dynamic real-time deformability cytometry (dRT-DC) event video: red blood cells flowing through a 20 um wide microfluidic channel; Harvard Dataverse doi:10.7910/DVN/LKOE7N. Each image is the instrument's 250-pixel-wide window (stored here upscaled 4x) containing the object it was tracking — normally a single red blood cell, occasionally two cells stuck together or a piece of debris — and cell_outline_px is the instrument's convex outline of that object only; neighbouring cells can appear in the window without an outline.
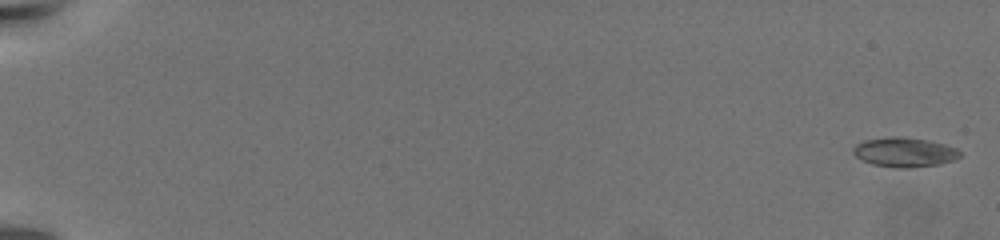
{"species": "common noctule bat (a hibernating species)", "species_latin": "Nyctalus noctula", "temperature_condition": "warm", "stored_images_in_passage": 14, "camera_frame_rate_fps": 3000, "um_per_image_px": 0.085, "animal": {"sex": "female", "body_mass_g": 19.5, "forearm_length_mm": 54.1}, "frame": {"image": 1, "passage_image": 1, "time_ms": 0.0, "image_size_px": [1000, 240], "cell_outline_px": [[964, 152], [960, 156], [952, 160], [940, 164], [904, 168], [896, 168], [872, 164], [860, 160], [852, 152], [852, 148], [856, 144], [864, 140], [888, 136], [904, 136], [928, 140], [944, 144], [956, 148]], "centroid_in_image_um": [76.86, 12.92], "position_along_channel_um": 8.1, "area_um2": 18.61}}
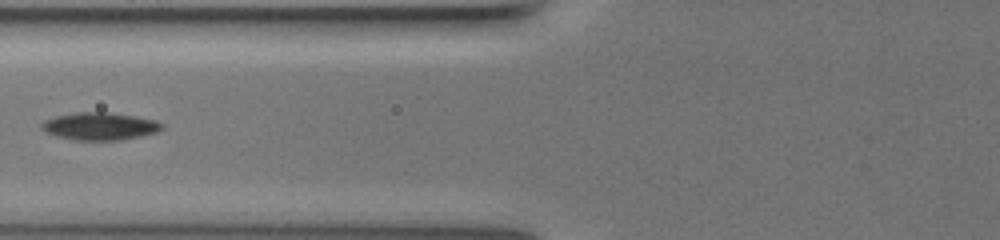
{"frame": {"image": 2, "passage_image": 11, "time_ms": 10.0, "image_size_px": [1000, 240], "cell_outline_px": [[164, 128], [156, 132], [140, 136], [120, 140], [76, 140], [56, 136], [40, 128], [40, 124], [56, 116], [76, 112], [104, 112], [132, 116], [156, 120], [164, 124]], "centroid_in_image_um": [8.5, 10.73], "position_along_channel_um": 117.3, "area_um2": 19.07}}
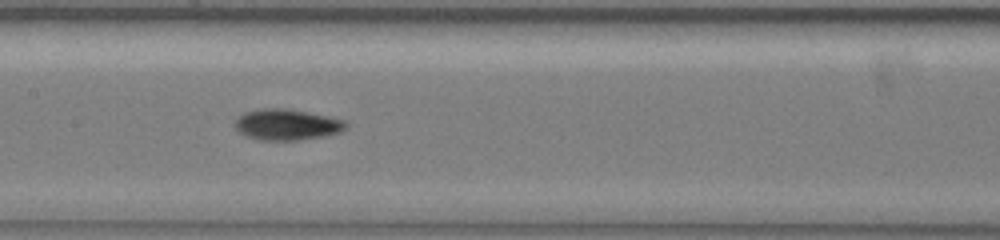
{"frame": {"image": 3, "passage_image": 13, "time_ms": 12.0, "image_size_px": [1000, 240], "cell_outline_px": [[348, 128], [340, 132], [324, 136], [296, 140], [260, 140], [248, 136], [240, 132], [236, 128], [236, 120], [244, 112], [264, 108], [284, 108], [344, 120], [348, 124]], "centroid_in_image_um": [24.4, 10.6], "position_along_channel_um": 183.0, "area_um2": 19.65}}